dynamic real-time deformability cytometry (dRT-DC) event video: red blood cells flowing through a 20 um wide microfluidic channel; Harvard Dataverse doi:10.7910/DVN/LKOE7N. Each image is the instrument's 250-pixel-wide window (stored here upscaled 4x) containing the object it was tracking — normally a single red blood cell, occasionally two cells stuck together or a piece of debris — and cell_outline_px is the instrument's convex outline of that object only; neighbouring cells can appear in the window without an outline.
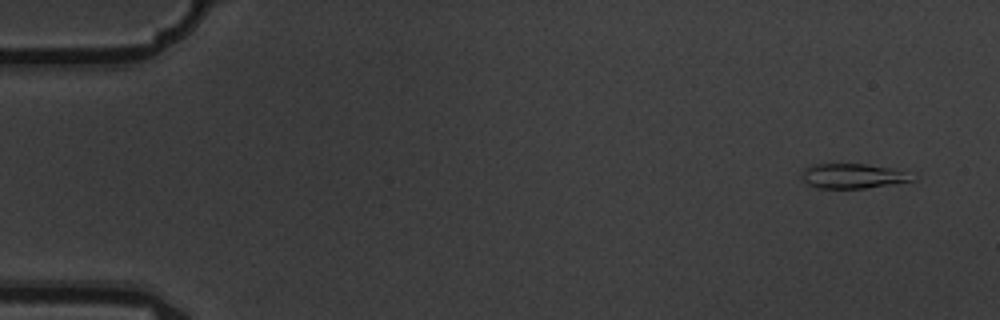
{"species": "common noctule bat (a hibernating species)", "species_latin": "Nyctalus noctula", "temperature_condition": "warm", "stored_images_in_passage": 4, "camera_frame_rate_fps": 3000, "um_per_image_px": 0.085, "animal": {"sex": "male", "body_mass_g": 19.5, "forearm_length_mm": 54.6}, "frame": {"image": 1, "passage_image": 1, "time_ms": 0.0, "image_size_px": [1000, 320], "cell_outline_px": [[916, 180], [892, 184], [864, 188], [816, 188], [808, 184], [800, 176], [800, 172], [804, 168], [812, 164], [864, 164], [892, 168], [904, 172]], "centroid_in_image_um": [72.4, 14.96], "position_along_channel_um": 12.6, "area_um2": 15.84}}
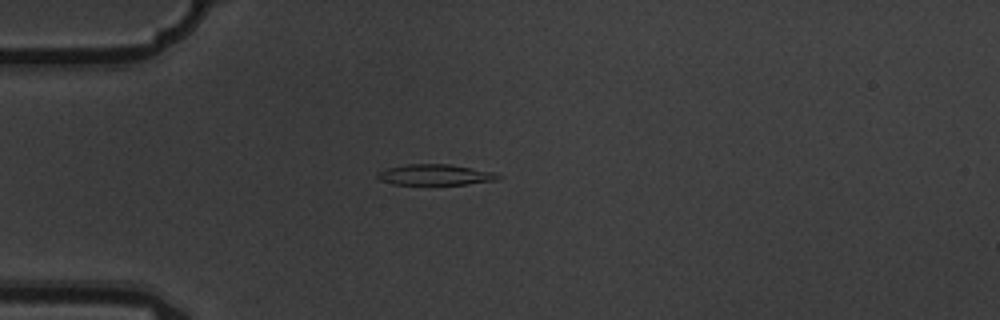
{"frame": {"image": 2, "passage_image": 4, "time_ms": 1.0, "image_size_px": [1000, 320], "cell_outline_px": [[504, 176], [496, 180], [468, 184], [392, 184], [380, 180], [376, 176], [376, 172], [384, 168], [408, 164], [448, 164], [496, 172]], "centroid_in_image_um": [36.98, 14.85], "position_along_channel_um": 48.0, "area_um2": 14.74}}